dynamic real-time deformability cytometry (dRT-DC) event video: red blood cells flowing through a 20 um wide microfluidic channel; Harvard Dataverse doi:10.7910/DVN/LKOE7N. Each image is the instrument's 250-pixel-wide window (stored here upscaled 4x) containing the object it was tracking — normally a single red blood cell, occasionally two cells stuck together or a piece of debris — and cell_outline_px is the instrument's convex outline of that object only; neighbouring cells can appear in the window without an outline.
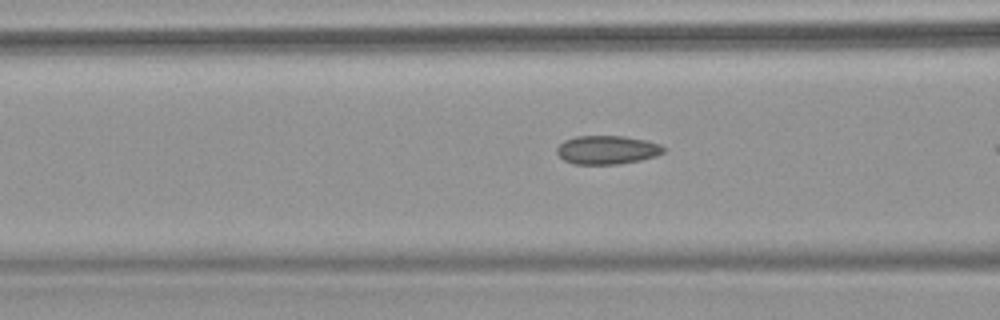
{"species": "common noctule bat (a hibernating species)", "species_latin": "Nyctalus noctula", "temperature_condition": "warm", "stored_images_in_passage": 6, "camera_frame_rate_fps": 3000, "um_per_image_px": 0.085, "animal": {"sex": "female", "body_mass_g": 18.4}, "frame": {"image": 1, "passage_image": 4, "time_ms": 1.0, "image_size_px": [1000, 320], "cell_outline_px": [[668, 148], [664, 152], [656, 156], [640, 160], [616, 164], [572, 164], [564, 160], [556, 152], [556, 148], [564, 140], [576, 136], [624, 136], [644, 140], [660, 144]], "centroid_in_image_um": [51.61, 12.74], "position_along_channel_um": 115.0, "area_um2": 17.86}}